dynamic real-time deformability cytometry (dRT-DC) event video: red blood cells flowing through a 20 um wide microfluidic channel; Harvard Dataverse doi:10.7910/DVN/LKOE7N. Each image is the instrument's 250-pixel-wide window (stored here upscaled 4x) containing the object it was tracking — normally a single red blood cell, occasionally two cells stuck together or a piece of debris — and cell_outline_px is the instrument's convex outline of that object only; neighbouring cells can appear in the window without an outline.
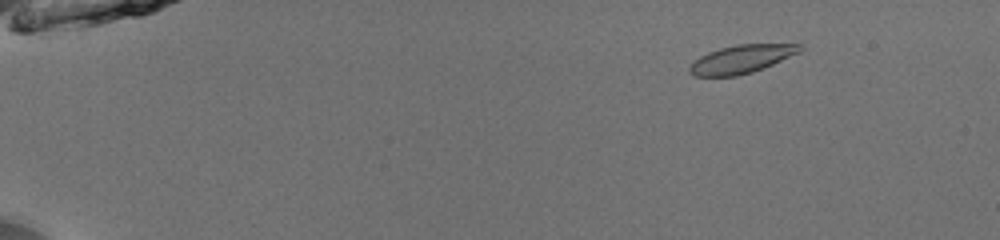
{"species": "common noctule bat (a hibernating species)", "species_latin": "Nyctalus noctula", "temperature_condition": "room temperature", "stored_images_in_passage": 51, "camera_frame_rate_fps": 3000, "um_per_image_px": 0.085, "animal": {"sex": "male", "body_mass_g": 13.0, "forearm_length_mm": 53.1}, "frame": {"image": 1, "passage_image": 6, "time_ms": 1.667, "image_size_px": [1000, 240], "cell_outline_px": [[804, 48], [800, 52], [764, 68], [752, 72], [736, 76], [692, 76], [688, 72], [688, 68], [700, 56], [708, 52], [720, 48], [736, 44], [800, 44]], "centroid_in_image_um": [63.02, 5.02], "position_along_channel_um": 22.0, "area_um2": 18.15}}
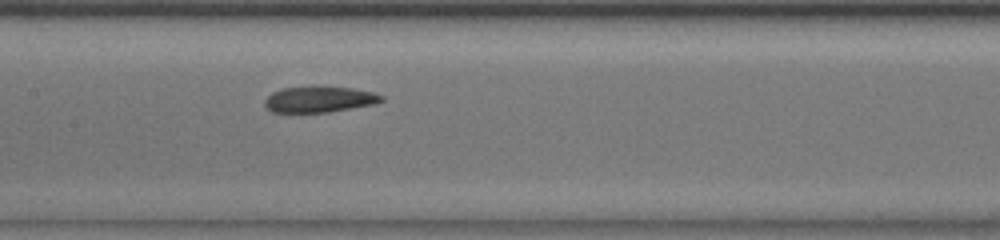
{"frame": {"image": 2, "passage_image": 27, "time_ms": 8.667, "image_size_px": [1000, 240], "cell_outline_px": [[384, 100], [376, 104], [328, 112], [272, 112], [264, 104], [264, 100], [272, 92], [280, 88], [312, 84], [352, 88], [372, 92], [384, 96]], "centroid_in_image_um": [27.13, 8.4], "position_along_channel_um": 180.3, "area_um2": 18.26}}
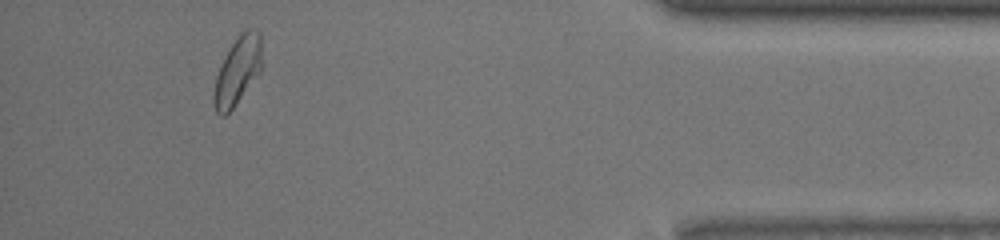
{"frame": {"image": 3, "passage_image": 48, "time_ms": 15.667, "image_size_px": [1000, 240], "cell_outline_px": [[264, 64], [260, 72], [232, 108], [224, 116], [220, 116], [216, 112], [212, 104], [212, 96], [216, 76], [232, 44], [240, 32], [248, 28], [252, 28], [260, 32]], "centroid_in_image_um": [20.22, 6.0], "position_along_channel_um": 415.0, "area_um2": 19.13}, "authors_computed_cell_mechanics": {"area_um2": 18.6116, "velocity_mm_per_s": 3.9483, "shape_relaxation_time_tau1_ms": 4.1754, "shape_relaxation_time_tau2_ms": null, "deformation_change_tau1": 0.1459, "deformation_change_tau2": null}}